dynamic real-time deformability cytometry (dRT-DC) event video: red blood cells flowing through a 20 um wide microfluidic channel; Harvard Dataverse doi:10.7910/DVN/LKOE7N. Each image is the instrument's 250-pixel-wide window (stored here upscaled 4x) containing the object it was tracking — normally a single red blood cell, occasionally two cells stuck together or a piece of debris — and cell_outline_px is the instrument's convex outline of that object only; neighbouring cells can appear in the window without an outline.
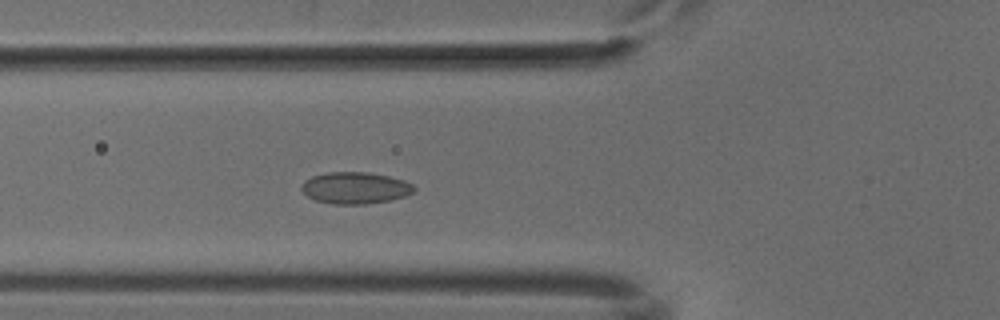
{"species": "common noctule bat (a hibernating species)", "species_latin": "Nyctalus noctula", "temperature_condition": "cold", "stored_images_in_passage": 41, "camera_frame_rate_fps": 3000, "um_per_image_px": 0.085, "animal": {"sex": "male", "body_mass_g": 18.8}, "frame": {"image": 1, "passage_image": 8, "time_ms": 2.333, "image_size_px": [1000, 320], "cell_outline_px": [[416, 188], [412, 192], [404, 196], [392, 200], [368, 204], [332, 204], [316, 200], [308, 196], [300, 188], [304, 180], [312, 176], [328, 172], [368, 172], [388, 176], [404, 180], [412, 184]], "centroid_in_image_um": [30.19, 15.97], "position_along_channel_um": 95.6, "area_um2": 20.81}}
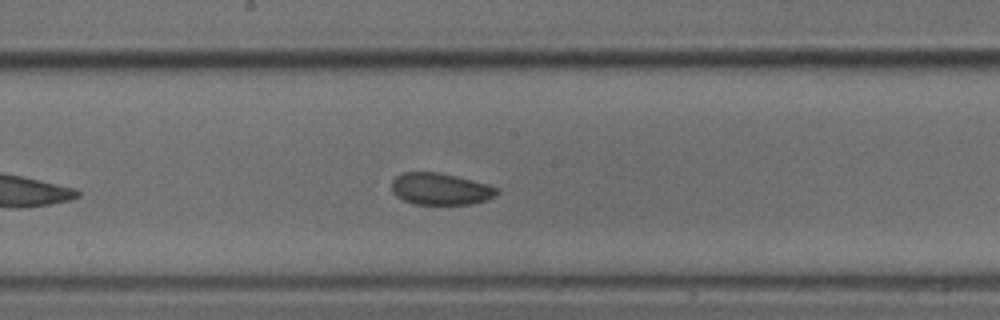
{"frame": {"image": 2, "passage_image": 17, "time_ms": 5.333, "image_size_px": [1000, 320], "cell_outline_px": [[500, 192], [496, 196], [472, 204], [412, 204], [396, 196], [392, 192], [392, 180], [396, 176], [404, 172], [440, 172], [488, 184], [500, 188]], "centroid_in_image_um": [37.45, 16.06], "position_along_channel_um": 210.8, "area_um2": 19.65}}
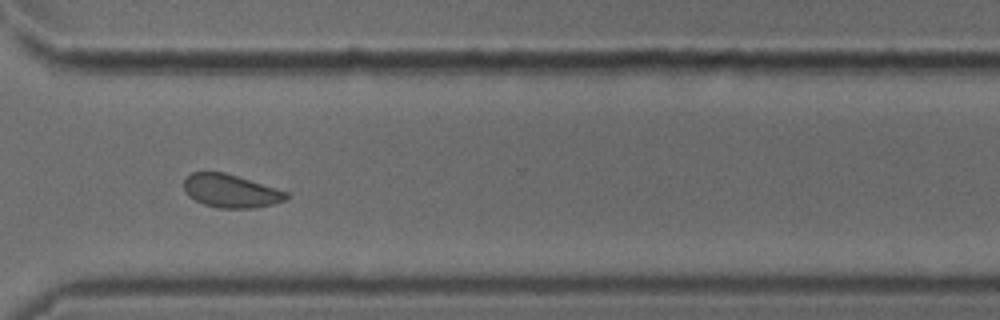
{"frame": {"image": 3, "passage_image": 28, "time_ms": 9.0, "image_size_px": [1000, 320], "cell_outline_px": [[292, 196], [284, 200], [272, 204], [252, 208], [220, 208], [204, 204], [188, 196], [184, 192], [184, 180], [192, 172], [224, 172], [288, 192]], "centroid_in_image_um": [19.61, 16.23], "position_along_channel_um": 351.0, "area_um2": 19.65}}